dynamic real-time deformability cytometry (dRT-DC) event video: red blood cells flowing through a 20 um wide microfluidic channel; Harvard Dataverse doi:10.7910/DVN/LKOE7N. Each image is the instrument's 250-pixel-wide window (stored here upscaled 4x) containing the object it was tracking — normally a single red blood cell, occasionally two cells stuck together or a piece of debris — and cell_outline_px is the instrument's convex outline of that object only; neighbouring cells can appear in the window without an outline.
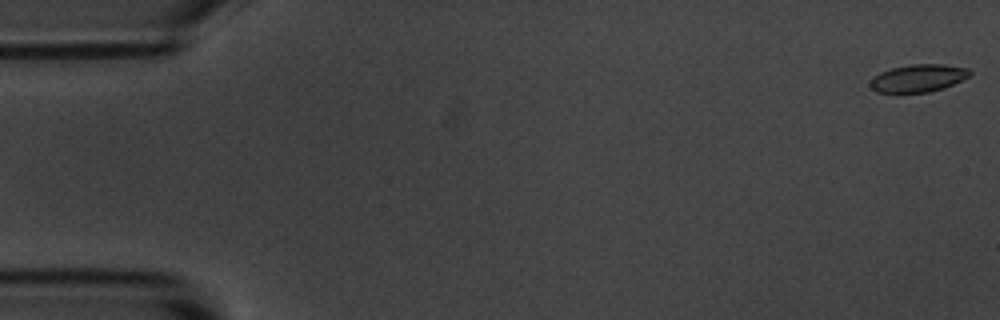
{"species": "common noctule bat (a hibernating species)", "species_latin": "Nyctalus noctula", "temperature_condition": "room temperature", "stored_images_in_passage": 50, "camera_frame_rate_fps": 3000, "um_per_image_px": 0.085, "animal": {"sex": "male", "body_mass_g": 20.1, "forearm_length_mm": 53.5}, "frame": {"image": 1, "passage_image": 1, "time_ms": 0.0, "image_size_px": [1000, 320], "cell_outline_px": [[972, 72], [968, 76], [944, 88], [928, 92], [900, 96], [876, 92], [868, 84], [880, 72], [892, 68], [912, 64], [944, 64], [968, 68]], "centroid_in_image_um": [77.99, 6.69], "position_along_channel_um": 7.0, "area_um2": 16.53}}
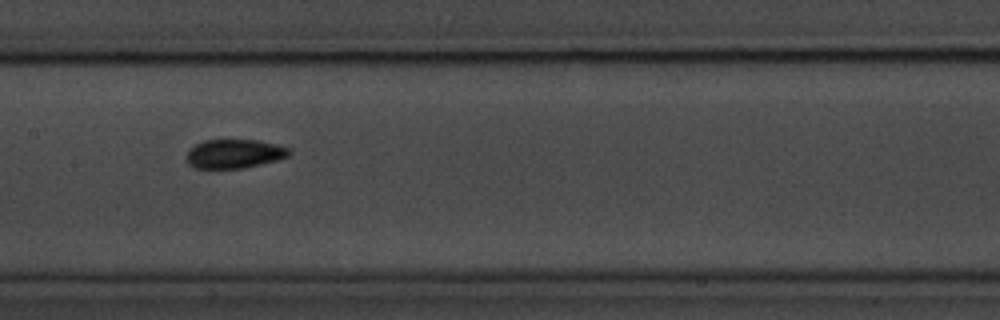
{"frame": {"image": 2, "passage_image": 27, "time_ms": 8.667, "image_size_px": [1000, 320], "cell_outline_px": [[292, 152], [288, 156], [276, 160], [244, 168], [196, 168], [188, 164], [184, 160], [184, 156], [196, 144], [204, 140], [260, 140], [276, 144], [288, 148]], "centroid_in_image_um": [19.89, 13.07], "position_along_channel_um": 187.5, "area_um2": 17.34}}
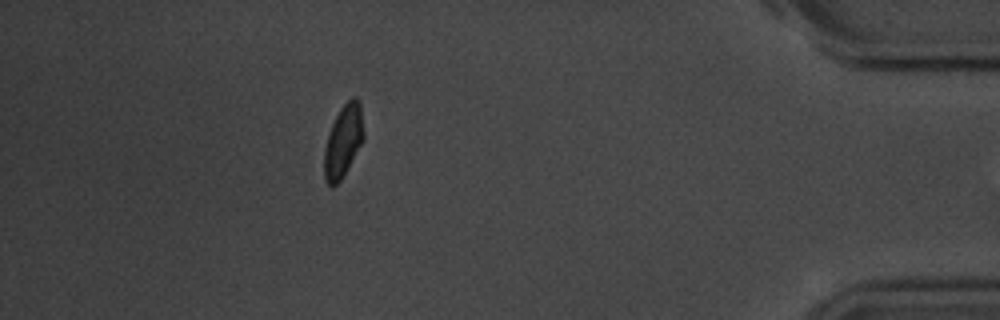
{"frame": {"image": 3, "passage_image": 49, "time_ms": 16.0, "image_size_px": [1000, 320], "cell_outline_px": [[364, 140], [340, 180], [332, 188], [324, 180], [324, 148], [332, 124], [340, 108], [352, 96], [356, 96], [360, 100], [364, 132]], "centroid_in_image_um": [29.18, 11.97], "position_along_channel_um": 406.0, "area_um2": 16.65}}